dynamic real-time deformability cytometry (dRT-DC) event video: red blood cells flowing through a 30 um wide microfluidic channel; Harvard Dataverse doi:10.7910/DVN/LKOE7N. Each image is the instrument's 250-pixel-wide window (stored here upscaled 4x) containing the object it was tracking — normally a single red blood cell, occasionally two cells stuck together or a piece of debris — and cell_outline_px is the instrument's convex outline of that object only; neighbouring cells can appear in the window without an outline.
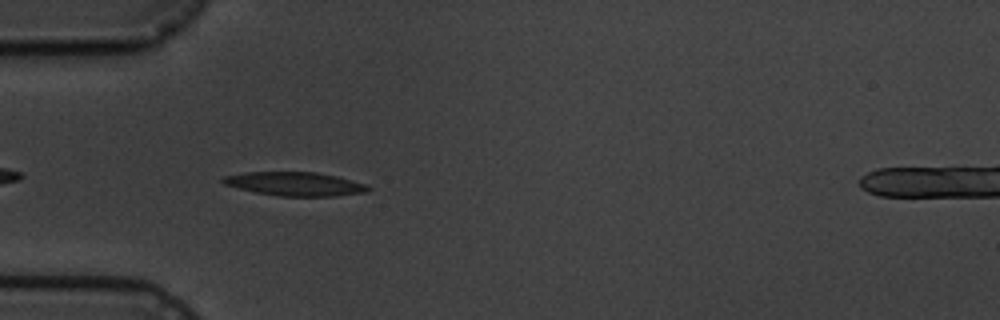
{"species": "common noctule bat (a hibernating species)", "species_latin": "Nyctalus noctula", "temperature_condition": "cold", "stored_images_in_passage": 7, "camera_frame_rate_fps": 3000, "um_per_image_px": 0.085, "animal": {"sex": "male", "body_mass_g": 19.5, "forearm_length_mm": 54.6}, "frame": {"image": 1, "passage_image": 5, "time_ms": 5.333, "image_size_px": [1000, 320], "cell_outline_px": [[372, 188], [368, 192], [336, 196], [276, 196], [256, 192], [224, 184], [220, 180], [224, 176], [244, 172], [316, 172], [336, 176], [368, 184]], "centroid_in_image_um": [25.12, 15.63], "position_along_channel_um": 59.9, "area_um2": 20.17}}
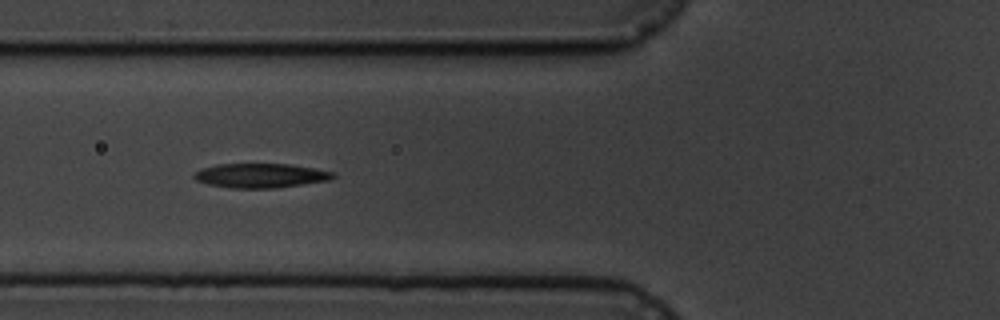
{"frame": {"image": 2, "passage_image": 6, "time_ms": 6.667, "image_size_px": [1000, 320], "cell_outline_px": [[336, 176], [328, 180], [276, 188], [228, 188], [208, 184], [196, 180], [192, 176], [200, 168], [216, 164], [288, 164], [316, 168], [336, 172]], "centroid_in_image_um": [22.14, 14.92], "position_along_channel_um": 103.7, "area_um2": 19.83}}
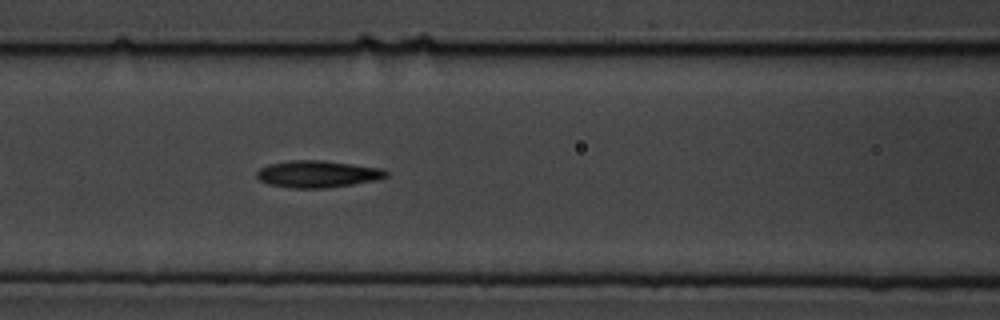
{"frame": {"image": 3, "passage_image": 7, "time_ms": 7.667, "image_size_px": [1000, 320], "cell_outline_px": [[388, 176], [376, 180], [352, 184], [324, 188], [288, 188], [268, 184], [260, 180], [256, 176], [256, 172], [260, 168], [268, 164], [292, 160], [324, 160], [380, 168], [388, 172]], "centroid_in_image_um": [26.96, 14.79], "position_along_channel_um": 139.6, "area_um2": 20.29}}